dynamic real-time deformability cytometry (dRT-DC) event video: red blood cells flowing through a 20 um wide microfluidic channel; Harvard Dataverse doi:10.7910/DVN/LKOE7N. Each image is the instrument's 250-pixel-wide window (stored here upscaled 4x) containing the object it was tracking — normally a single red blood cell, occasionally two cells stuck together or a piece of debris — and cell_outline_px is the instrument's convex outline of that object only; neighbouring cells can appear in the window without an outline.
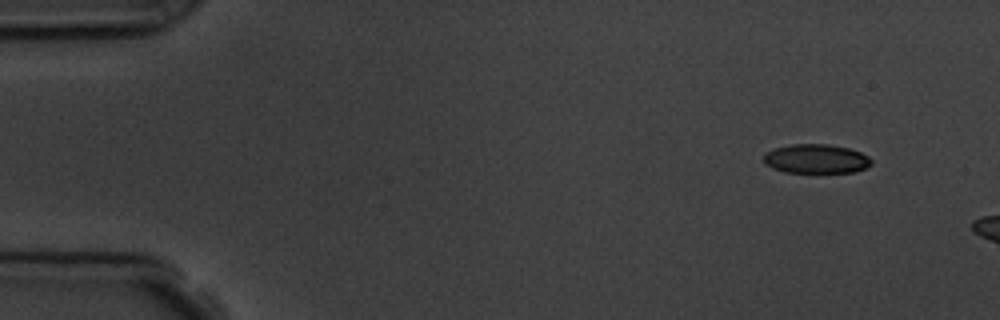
{"species": "common noctule bat (a hibernating species)", "species_latin": "Nyctalus noctula", "temperature_condition": "room temperature", "stored_images_in_passage": 3, "camera_frame_rate_fps": 3000, "um_per_image_px": 0.085, "animal": {"sex": "male", "body_mass_g": 19.5, "forearm_length_mm": 54.6}, "frame": {"image": 1, "passage_image": 1, "time_ms": 0.0, "image_size_px": [1000, 320], "cell_outline_px": [[872, 164], [864, 168], [852, 172], [784, 172], [772, 168], [764, 164], [764, 152], [776, 148], [792, 144], [828, 144], [848, 148], [860, 152], [868, 156], [872, 160]], "centroid_in_image_um": [69.34, 13.49], "position_along_channel_um": 15.7, "area_um2": 18.26}}